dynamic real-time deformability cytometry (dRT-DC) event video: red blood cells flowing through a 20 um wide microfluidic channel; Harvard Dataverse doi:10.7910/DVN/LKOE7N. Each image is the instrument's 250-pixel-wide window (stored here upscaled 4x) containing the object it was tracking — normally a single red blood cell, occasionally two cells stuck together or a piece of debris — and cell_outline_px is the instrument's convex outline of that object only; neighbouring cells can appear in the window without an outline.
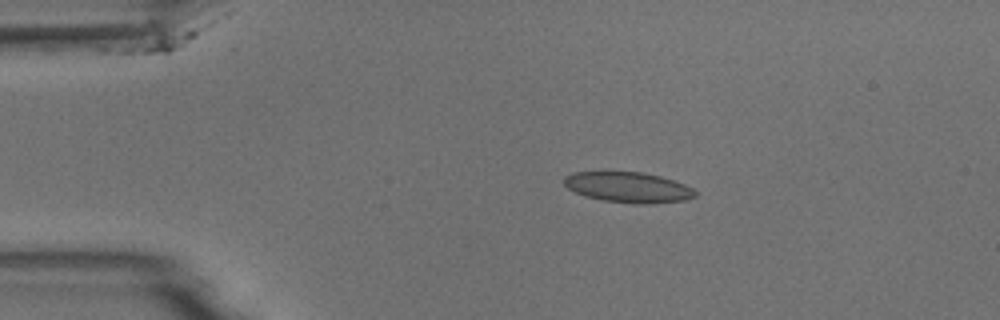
{"species": "common noctule bat (a hibernating species)", "species_latin": "Nyctalus noctula", "temperature_condition": "room temperature", "stored_images_in_passage": 3, "camera_frame_rate_fps": 3000, "um_per_image_px": 0.085, "animal": {"sex": "male", "body_mass_g": 18.8}, "frame": {"image": 1, "passage_image": 1, "time_ms": 0.0, "image_size_px": [1000, 320], "cell_outline_px": [[696, 196], [688, 200], [644, 204], [640, 204], [604, 200], [584, 196], [568, 188], [564, 184], [564, 176], [572, 172], [640, 172], [660, 176], [684, 184], [692, 188], [696, 192]], "centroid_in_image_um": [53.4, 15.92], "position_along_channel_um": 31.6, "area_um2": 23.12}}
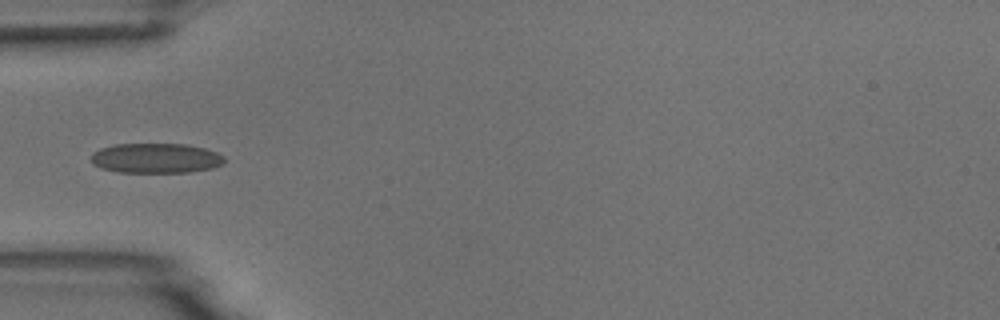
{"frame": {"image": 2, "passage_image": 3, "time_ms": 2.333, "image_size_px": [1000, 320], "cell_outline_px": [[224, 160], [220, 164], [212, 168], [188, 172], [116, 172], [100, 168], [92, 164], [92, 152], [100, 148], [112, 144], [184, 144], [204, 148], [216, 152], [224, 156]], "centroid_in_image_um": [13.19, 13.44], "position_along_channel_um": 71.8, "area_um2": 23.24}}